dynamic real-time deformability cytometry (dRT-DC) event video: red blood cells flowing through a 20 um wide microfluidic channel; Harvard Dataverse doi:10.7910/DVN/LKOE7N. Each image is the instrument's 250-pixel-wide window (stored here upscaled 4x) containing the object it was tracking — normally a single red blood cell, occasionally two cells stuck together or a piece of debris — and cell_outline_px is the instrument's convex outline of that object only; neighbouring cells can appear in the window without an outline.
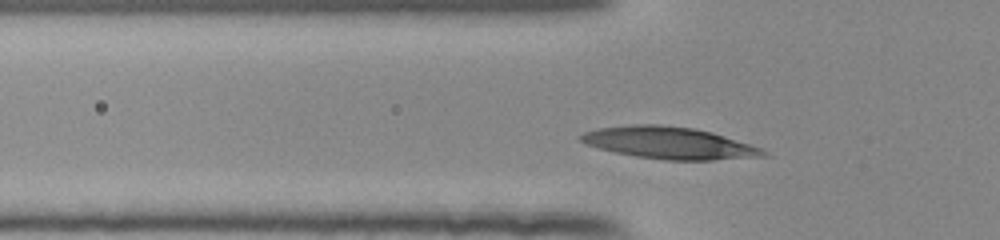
{"species": "human", "species_latin": "Homo sapiens", "temperature_condition": "room temperature", "stored_images_in_passage": 34, "camera_frame_rate_fps": 3000, "um_per_image_px": 0.085, "donor": {"sex": "female"}, "frame": {"image": 1, "passage_image": 7, "time_ms": 2.0, "image_size_px": [1000, 240], "cell_outline_px": [[772, 156], [712, 160], [664, 160], [636, 156], [616, 152], [600, 148], [588, 144], [580, 140], [580, 136], [584, 132], [600, 128], [632, 124], [660, 124], [692, 128], [712, 132], [764, 148]], "centroid_in_image_um": [56.98, 12.15], "position_along_channel_um": 68.8, "area_um2": 33.99}}
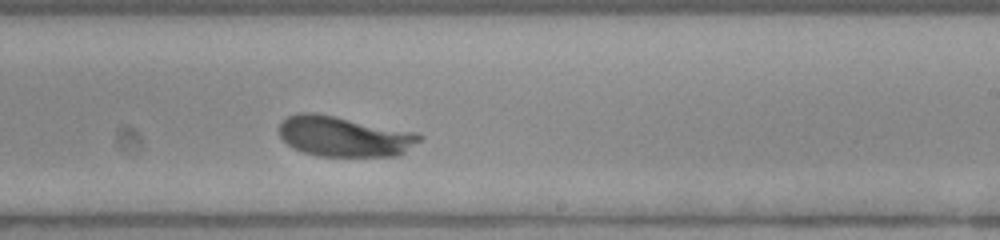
{"frame": {"image": 2, "passage_image": 22, "time_ms": 7.0, "image_size_px": [1000, 240], "cell_outline_px": [[424, 136], [420, 140], [404, 152], [396, 156], [320, 156], [304, 152], [288, 144], [280, 136], [280, 124], [288, 116], [300, 112], [316, 112], [416, 132]], "centroid_in_image_um": [29.26, 11.58], "position_along_channel_um": 259.7, "area_um2": 32.77}}
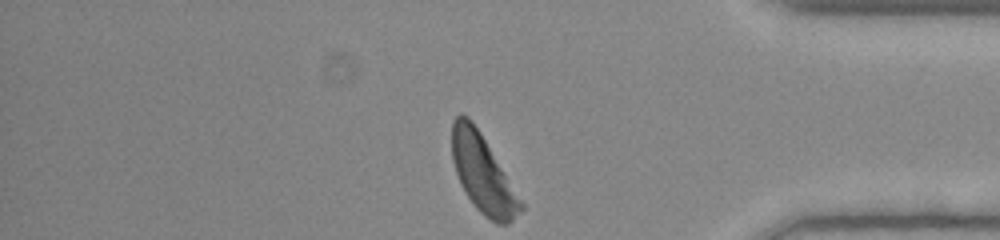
{"frame": {"image": 3, "passage_image": 34, "time_ms": 11.0, "image_size_px": [1000, 240], "cell_outline_px": [[524, 208], [508, 224], [496, 224], [484, 216], [476, 208], [460, 184], [452, 160], [452, 120], [460, 112], [468, 116], [480, 132], [524, 204]], "centroid_in_image_um": [41.02, 14.77], "position_along_channel_um": 394.2, "area_um2": 30.87}, "authors_computed_cell_mechanics": {"area_um2": 32.8882, "velocity_mm_per_s": 3.8481, "shape_relaxation_time_tau1_ms": 3.4771, "shape_relaxation_time_tau2_ms": null, "deformation_change_tau1": 0.1811, "deformation_change_tau2": null}}